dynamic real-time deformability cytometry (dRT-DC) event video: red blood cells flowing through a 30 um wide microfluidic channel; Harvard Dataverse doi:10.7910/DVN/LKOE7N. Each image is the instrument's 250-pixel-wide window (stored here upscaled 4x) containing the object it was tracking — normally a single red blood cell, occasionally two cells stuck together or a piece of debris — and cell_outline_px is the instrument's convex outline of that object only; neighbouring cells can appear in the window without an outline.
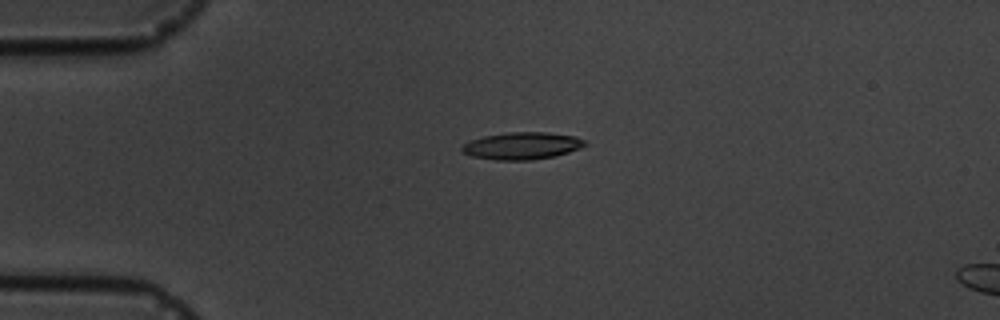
{"species": "common noctule bat (a hibernating species)", "species_latin": "Nyctalus noctula", "temperature_condition": "cold", "stored_images_in_passage": 5, "camera_frame_rate_fps": 3000, "um_per_image_px": 0.085, "animal": {"sex": "male", "body_mass_g": 19.5, "forearm_length_mm": 54.6}, "frame": {"image": 1, "passage_image": 4, "time_ms": 4.0, "image_size_px": [1000, 320], "cell_outline_px": [[588, 144], [580, 148], [556, 156], [532, 160], [496, 160], [472, 156], [464, 152], [460, 148], [468, 140], [484, 136], [508, 132], [548, 132], [576, 136], [584, 140]], "centroid_in_image_um": [44.38, 12.39], "position_along_channel_um": 40.6, "area_um2": 19.59}}